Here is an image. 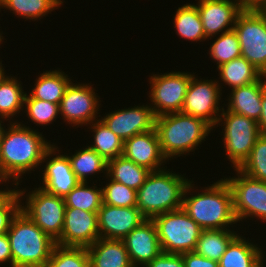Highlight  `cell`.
<instances>
[{"instance_id": "cell-46", "label": "cell", "mask_w": 266, "mask_h": 267, "mask_svg": "<svg viewBox=\"0 0 266 267\" xmlns=\"http://www.w3.org/2000/svg\"><path fill=\"white\" fill-rule=\"evenodd\" d=\"M4 64H2V59H0V85L3 83V81L8 77L6 74V70L3 67Z\"/></svg>"}, {"instance_id": "cell-43", "label": "cell", "mask_w": 266, "mask_h": 267, "mask_svg": "<svg viewBox=\"0 0 266 267\" xmlns=\"http://www.w3.org/2000/svg\"><path fill=\"white\" fill-rule=\"evenodd\" d=\"M12 267V254L7 234L0 235V265Z\"/></svg>"}, {"instance_id": "cell-6", "label": "cell", "mask_w": 266, "mask_h": 267, "mask_svg": "<svg viewBox=\"0 0 266 267\" xmlns=\"http://www.w3.org/2000/svg\"><path fill=\"white\" fill-rule=\"evenodd\" d=\"M220 126H223L222 148L226 158L232 163L233 169H238L248 158L257 138L262 134L258 122L223 108L214 128L220 129Z\"/></svg>"}, {"instance_id": "cell-3", "label": "cell", "mask_w": 266, "mask_h": 267, "mask_svg": "<svg viewBox=\"0 0 266 267\" xmlns=\"http://www.w3.org/2000/svg\"><path fill=\"white\" fill-rule=\"evenodd\" d=\"M155 128L162 154L168 162L183 155H190V152L199 149L198 146L208 140L210 133H213L211 131H215L205 120L182 112L156 117Z\"/></svg>"}, {"instance_id": "cell-41", "label": "cell", "mask_w": 266, "mask_h": 267, "mask_svg": "<svg viewBox=\"0 0 266 267\" xmlns=\"http://www.w3.org/2000/svg\"><path fill=\"white\" fill-rule=\"evenodd\" d=\"M185 267H219V262L210 260L195 251L181 254Z\"/></svg>"}, {"instance_id": "cell-47", "label": "cell", "mask_w": 266, "mask_h": 267, "mask_svg": "<svg viewBox=\"0 0 266 267\" xmlns=\"http://www.w3.org/2000/svg\"><path fill=\"white\" fill-rule=\"evenodd\" d=\"M5 121L7 122L8 120L0 116V142H1L4 130L7 127L5 126V123H4Z\"/></svg>"}, {"instance_id": "cell-27", "label": "cell", "mask_w": 266, "mask_h": 267, "mask_svg": "<svg viewBox=\"0 0 266 267\" xmlns=\"http://www.w3.org/2000/svg\"><path fill=\"white\" fill-rule=\"evenodd\" d=\"M150 173L149 169L135 164L123 155L107 162V176L136 191L144 184Z\"/></svg>"}, {"instance_id": "cell-20", "label": "cell", "mask_w": 266, "mask_h": 267, "mask_svg": "<svg viewBox=\"0 0 266 267\" xmlns=\"http://www.w3.org/2000/svg\"><path fill=\"white\" fill-rule=\"evenodd\" d=\"M122 155L150 171L161 170L168 162L162 154L156 128L124 141Z\"/></svg>"}, {"instance_id": "cell-13", "label": "cell", "mask_w": 266, "mask_h": 267, "mask_svg": "<svg viewBox=\"0 0 266 267\" xmlns=\"http://www.w3.org/2000/svg\"><path fill=\"white\" fill-rule=\"evenodd\" d=\"M214 79H205V77L203 79L194 74L181 109L182 113L199 117L213 128L224 108V106H220L223 102L220 85L217 83V79Z\"/></svg>"}, {"instance_id": "cell-50", "label": "cell", "mask_w": 266, "mask_h": 267, "mask_svg": "<svg viewBox=\"0 0 266 267\" xmlns=\"http://www.w3.org/2000/svg\"><path fill=\"white\" fill-rule=\"evenodd\" d=\"M262 133L266 136V129Z\"/></svg>"}, {"instance_id": "cell-4", "label": "cell", "mask_w": 266, "mask_h": 267, "mask_svg": "<svg viewBox=\"0 0 266 267\" xmlns=\"http://www.w3.org/2000/svg\"><path fill=\"white\" fill-rule=\"evenodd\" d=\"M151 171L144 184L137 190V209L146 219L182 208L186 186L191 181L168 167Z\"/></svg>"}, {"instance_id": "cell-45", "label": "cell", "mask_w": 266, "mask_h": 267, "mask_svg": "<svg viewBox=\"0 0 266 267\" xmlns=\"http://www.w3.org/2000/svg\"><path fill=\"white\" fill-rule=\"evenodd\" d=\"M260 131L263 132L266 129V89L262 94V112L258 121Z\"/></svg>"}, {"instance_id": "cell-10", "label": "cell", "mask_w": 266, "mask_h": 267, "mask_svg": "<svg viewBox=\"0 0 266 267\" xmlns=\"http://www.w3.org/2000/svg\"><path fill=\"white\" fill-rule=\"evenodd\" d=\"M234 171L236 175L224 176V179L232 191L233 210L239 225L246 219L266 222V182L248 177L238 169Z\"/></svg>"}, {"instance_id": "cell-23", "label": "cell", "mask_w": 266, "mask_h": 267, "mask_svg": "<svg viewBox=\"0 0 266 267\" xmlns=\"http://www.w3.org/2000/svg\"><path fill=\"white\" fill-rule=\"evenodd\" d=\"M87 250L90 267H134L123 240L99 238Z\"/></svg>"}, {"instance_id": "cell-48", "label": "cell", "mask_w": 266, "mask_h": 267, "mask_svg": "<svg viewBox=\"0 0 266 267\" xmlns=\"http://www.w3.org/2000/svg\"><path fill=\"white\" fill-rule=\"evenodd\" d=\"M3 31L0 30V48L2 47L1 45L3 44L4 42V39H5V36H3Z\"/></svg>"}, {"instance_id": "cell-9", "label": "cell", "mask_w": 266, "mask_h": 267, "mask_svg": "<svg viewBox=\"0 0 266 267\" xmlns=\"http://www.w3.org/2000/svg\"><path fill=\"white\" fill-rule=\"evenodd\" d=\"M193 72L171 71L166 73H152L148 81L150 91L148 97L149 106L156 117L181 112L185 96L191 81Z\"/></svg>"}, {"instance_id": "cell-11", "label": "cell", "mask_w": 266, "mask_h": 267, "mask_svg": "<svg viewBox=\"0 0 266 267\" xmlns=\"http://www.w3.org/2000/svg\"><path fill=\"white\" fill-rule=\"evenodd\" d=\"M233 29L240 43L241 57L266 75V12L241 11Z\"/></svg>"}, {"instance_id": "cell-25", "label": "cell", "mask_w": 266, "mask_h": 267, "mask_svg": "<svg viewBox=\"0 0 266 267\" xmlns=\"http://www.w3.org/2000/svg\"><path fill=\"white\" fill-rule=\"evenodd\" d=\"M216 69L219 73V77H217V83L220 85L222 92L224 85L225 87L227 85L228 88L232 90L234 88L256 82L263 76V74L244 57L233 59L220 65ZM222 82L225 84H223Z\"/></svg>"}, {"instance_id": "cell-37", "label": "cell", "mask_w": 266, "mask_h": 267, "mask_svg": "<svg viewBox=\"0 0 266 267\" xmlns=\"http://www.w3.org/2000/svg\"><path fill=\"white\" fill-rule=\"evenodd\" d=\"M238 170L248 177L266 182V136L263 133L257 138L250 155Z\"/></svg>"}, {"instance_id": "cell-28", "label": "cell", "mask_w": 266, "mask_h": 267, "mask_svg": "<svg viewBox=\"0 0 266 267\" xmlns=\"http://www.w3.org/2000/svg\"><path fill=\"white\" fill-rule=\"evenodd\" d=\"M74 154L65 153L71 163V168L80 182H90L91 177L103 173L107 175V161L89 146L75 150Z\"/></svg>"}, {"instance_id": "cell-19", "label": "cell", "mask_w": 266, "mask_h": 267, "mask_svg": "<svg viewBox=\"0 0 266 267\" xmlns=\"http://www.w3.org/2000/svg\"><path fill=\"white\" fill-rule=\"evenodd\" d=\"M123 242L134 267H145L162 252L157 228L152 219H146L135 227Z\"/></svg>"}, {"instance_id": "cell-22", "label": "cell", "mask_w": 266, "mask_h": 267, "mask_svg": "<svg viewBox=\"0 0 266 267\" xmlns=\"http://www.w3.org/2000/svg\"><path fill=\"white\" fill-rule=\"evenodd\" d=\"M240 233L230 242L221 256L219 267H265V246L254 244ZM263 247V248H261ZM265 255V256H264Z\"/></svg>"}, {"instance_id": "cell-38", "label": "cell", "mask_w": 266, "mask_h": 267, "mask_svg": "<svg viewBox=\"0 0 266 267\" xmlns=\"http://www.w3.org/2000/svg\"><path fill=\"white\" fill-rule=\"evenodd\" d=\"M104 178L107 180L105 186H103V182H101L103 190V204L116 207H136V190L110 179L107 175Z\"/></svg>"}, {"instance_id": "cell-29", "label": "cell", "mask_w": 266, "mask_h": 267, "mask_svg": "<svg viewBox=\"0 0 266 267\" xmlns=\"http://www.w3.org/2000/svg\"><path fill=\"white\" fill-rule=\"evenodd\" d=\"M11 75L13 74H10L0 85V116L9 120L8 123L19 122L14 117L17 118L16 116L23 112L26 96L20 78L17 79L16 76Z\"/></svg>"}, {"instance_id": "cell-24", "label": "cell", "mask_w": 266, "mask_h": 267, "mask_svg": "<svg viewBox=\"0 0 266 267\" xmlns=\"http://www.w3.org/2000/svg\"><path fill=\"white\" fill-rule=\"evenodd\" d=\"M35 79L32 91L29 94L35 98L60 104L67 86L71 79L62 69L46 70L40 73Z\"/></svg>"}, {"instance_id": "cell-14", "label": "cell", "mask_w": 266, "mask_h": 267, "mask_svg": "<svg viewBox=\"0 0 266 267\" xmlns=\"http://www.w3.org/2000/svg\"><path fill=\"white\" fill-rule=\"evenodd\" d=\"M53 142L45 152L42 160L43 175L39 187L50 194L65 197L80 181L75 176L68 156ZM61 151V152H60ZM44 169V170H43Z\"/></svg>"}, {"instance_id": "cell-31", "label": "cell", "mask_w": 266, "mask_h": 267, "mask_svg": "<svg viewBox=\"0 0 266 267\" xmlns=\"http://www.w3.org/2000/svg\"><path fill=\"white\" fill-rule=\"evenodd\" d=\"M239 232L240 230L234 231V229L203 230L194 251L205 258L219 262Z\"/></svg>"}, {"instance_id": "cell-12", "label": "cell", "mask_w": 266, "mask_h": 267, "mask_svg": "<svg viewBox=\"0 0 266 267\" xmlns=\"http://www.w3.org/2000/svg\"><path fill=\"white\" fill-rule=\"evenodd\" d=\"M93 87L90 82L77 84L72 81L67 86L59 104L60 116L66 125L73 128L83 125L88 127V124L99 120L102 101Z\"/></svg>"}, {"instance_id": "cell-32", "label": "cell", "mask_w": 266, "mask_h": 267, "mask_svg": "<svg viewBox=\"0 0 266 267\" xmlns=\"http://www.w3.org/2000/svg\"><path fill=\"white\" fill-rule=\"evenodd\" d=\"M64 0H2L1 9L9 10L17 18L38 21L60 9Z\"/></svg>"}, {"instance_id": "cell-21", "label": "cell", "mask_w": 266, "mask_h": 267, "mask_svg": "<svg viewBox=\"0 0 266 267\" xmlns=\"http://www.w3.org/2000/svg\"><path fill=\"white\" fill-rule=\"evenodd\" d=\"M266 89V75L258 81L229 91L228 102L222 104L226 110L259 121L262 112V94Z\"/></svg>"}, {"instance_id": "cell-5", "label": "cell", "mask_w": 266, "mask_h": 267, "mask_svg": "<svg viewBox=\"0 0 266 267\" xmlns=\"http://www.w3.org/2000/svg\"><path fill=\"white\" fill-rule=\"evenodd\" d=\"M12 267H45L56 246L21 209L11 221L8 232Z\"/></svg>"}, {"instance_id": "cell-1", "label": "cell", "mask_w": 266, "mask_h": 267, "mask_svg": "<svg viewBox=\"0 0 266 267\" xmlns=\"http://www.w3.org/2000/svg\"><path fill=\"white\" fill-rule=\"evenodd\" d=\"M6 124L0 142V179L22 185L23 175L41 169L43 156L53 143L31 125L22 122Z\"/></svg>"}, {"instance_id": "cell-15", "label": "cell", "mask_w": 266, "mask_h": 267, "mask_svg": "<svg viewBox=\"0 0 266 267\" xmlns=\"http://www.w3.org/2000/svg\"><path fill=\"white\" fill-rule=\"evenodd\" d=\"M104 115L100 119L123 141L134 135L151 131L156 125V115L148 103L115 109Z\"/></svg>"}, {"instance_id": "cell-35", "label": "cell", "mask_w": 266, "mask_h": 267, "mask_svg": "<svg viewBox=\"0 0 266 267\" xmlns=\"http://www.w3.org/2000/svg\"><path fill=\"white\" fill-rule=\"evenodd\" d=\"M23 112L28 120L36 126H46L55 122L60 116L59 105L33 98L29 92L24 99Z\"/></svg>"}, {"instance_id": "cell-36", "label": "cell", "mask_w": 266, "mask_h": 267, "mask_svg": "<svg viewBox=\"0 0 266 267\" xmlns=\"http://www.w3.org/2000/svg\"><path fill=\"white\" fill-rule=\"evenodd\" d=\"M45 267H90V258L85 247L56 245Z\"/></svg>"}, {"instance_id": "cell-34", "label": "cell", "mask_w": 266, "mask_h": 267, "mask_svg": "<svg viewBox=\"0 0 266 267\" xmlns=\"http://www.w3.org/2000/svg\"><path fill=\"white\" fill-rule=\"evenodd\" d=\"M212 40L210 47L207 50L209 58L213 63H216V68L220 65L229 62L233 59L241 57V47L234 29L224 32Z\"/></svg>"}, {"instance_id": "cell-39", "label": "cell", "mask_w": 266, "mask_h": 267, "mask_svg": "<svg viewBox=\"0 0 266 267\" xmlns=\"http://www.w3.org/2000/svg\"><path fill=\"white\" fill-rule=\"evenodd\" d=\"M20 196L17 193L1 210H0V235L6 234L14 216L21 209Z\"/></svg>"}, {"instance_id": "cell-7", "label": "cell", "mask_w": 266, "mask_h": 267, "mask_svg": "<svg viewBox=\"0 0 266 267\" xmlns=\"http://www.w3.org/2000/svg\"><path fill=\"white\" fill-rule=\"evenodd\" d=\"M33 189L31 191L26 187L18 189L20 200L23 202L21 203V210L44 233L54 241H57L62 234L64 226L66 209L64 198L50 194L39 186ZM25 199L26 201L24 202L23 200Z\"/></svg>"}, {"instance_id": "cell-18", "label": "cell", "mask_w": 266, "mask_h": 267, "mask_svg": "<svg viewBox=\"0 0 266 267\" xmlns=\"http://www.w3.org/2000/svg\"><path fill=\"white\" fill-rule=\"evenodd\" d=\"M146 218L137 207H116L102 204L98 210L100 238L123 240Z\"/></svg>"}, {"instance_id": "cell-8", "label": "cell", "mask_w": 266, "mask_h": 267, "mask_svg": "<svg viewBox=\"0 0 266 267\" xmlns=\"http://www.w3.org/2000/svg\"><path fill=\"white\" fill-rule=\"evenodd\" d=\"M152 220L162 252L183 254L195 250L203 230L182 208L157 215Z\"/></svg>"}, {"instance_id": "cell-2", "label": "cell", "mask_w": 266, "mask_h": 267, "mask_svg": "<svg viewBox=\"0 0 266 267\" xmlns=\"http://www.w3.org/2000/svg\"><path fill=\"white\" fill-rule=\"evenodd\" d=\"M194 183L191 180L185 188L182 209L202 230L230 229V227L234 229L238 221L233 210L232 191L225 179L212 181L213 184H207V187L201 189Z\"/></svg>"}, {"instance_id": "cell-44", "label": "cell", "mask_w": 266, "mask_h": 267, "mask_svg": "<svg viewBox=\"0 0 266 267\" xmlns=\"http://www.w3.org/2000/svg\"><path fill=\"white\" fill-rule=\"evenodd\" d=\"M242 11H266V0H238Z\"/></svg>"}, {"instance_id": "cell-16", "label": "cell", "mask_w": 266, "mask_h": 267, "mask_svg": "<svg viewBox=\"0 0 266 267\" xmlns=\"http://www.w3.org/2000/svg\"><path fill=\"white\" fill-rule=\"evenodd\" d=\"M100 238L98 212L66 208L64 226L56 245L63 247H89Z\"/></svg>"}, {"instance_id": "cell-26", "label": "cell", "mask_w": 266, "mask_h": 267, "mask_svg": "<svg viewBox=\"0 0 266 267\" xmlns=\"http://www.w3.org/2000/svg\"><path fill=\"white\" fill-rule=\"evenodd\" d=\"M176 10L173 16V27L181 39L196 43L208 40L199 11L194 3H186Z\"/></svg>"}, {"instance_id": "cell-33", "label": "cell", "mask_w": 266, "mask_h": 267, "mask_svg": "<svg viewBox=\"0 0 266 267\" xmlns=\"http://www.w3.org/2000/svg\"><path fill=\"white\" fill-rule=\"evenodd\" d=\"M96 185V186H95ZM66 208H77L88 212H98L103 204L102 186L80 182L65 197Z\"/></svg>"}, {"instance_id": "cell-17", "label": "cell", "mask_w": 266, "mask_h": 267, "mask_svg": "<svg viewBox=\"0 0 266 267\" xmlns=\"http://www.w3.org/2000/svg\"><path fill=\"white\" fill-rule=\"evenodd\" d=\"M206 37L220 35L234 28L242 11L238 0H195Z\"/></svg>"}, {"instance_id": "cell-30", "label": "cell", "mask_w": 266, "mask_h": 267, "mask_svg": "<svg viewBox=\"0 0 266 267\" xmlns=\"http://www.w3.org/2000/svg\"><path fill=\"white\" fill-rule=\"evenodd\" d=\"M88 126L94 141L87 146L95 150L107 162L122 155L124 141L110 130L100 118Z\"/></svg>"}, {"instance_id": "cell-42", "label": "cell", "mask_w": 266, "mask_h": 267, "mask_svg": "<svg viewBox=\"0 0 266 267\" xmlns=\"http://www.w3.org/2000/svg\"><path fill=\"white\" fill-rule=\"evenodd\" d=\"M10 181L11 180L0 179V186L2 184H5L1 186L2 188L3 186H6L5 189L3 188V190L0 188V210L18 193V188H20L19 184L14 181L12 184H10L12 187H14L13 189L10 185H6V183L8 184Z\"/></svg>"}, {"instance_id": "cell-40", "label": "cell", "mask_w": 266, "mask_h": 267, "mask_svg": "<svg viewBox=\"0 0 266 267\" xmlns=\"http://www.w3.org/2000/svg\"><path fill=\"white\" fill-rule=\"evenodd\" d=\"M145 267H185L181 254L161 252L153 261Z\"/></svg>"}, {"instance_id": "cell-49", "label": "cell", "mask_w": 266, "mask_h": 267, "mask_svg": "<svg viewBox=\"0 0 266 267\" xmlns=\"http://www.w3.org/2000/svg\"><path fill=\"white\" fill-rule=\"evenodd\" d=\"M1 5H2V0H0V12H1Z\"/></svg>"}]
</instances>
